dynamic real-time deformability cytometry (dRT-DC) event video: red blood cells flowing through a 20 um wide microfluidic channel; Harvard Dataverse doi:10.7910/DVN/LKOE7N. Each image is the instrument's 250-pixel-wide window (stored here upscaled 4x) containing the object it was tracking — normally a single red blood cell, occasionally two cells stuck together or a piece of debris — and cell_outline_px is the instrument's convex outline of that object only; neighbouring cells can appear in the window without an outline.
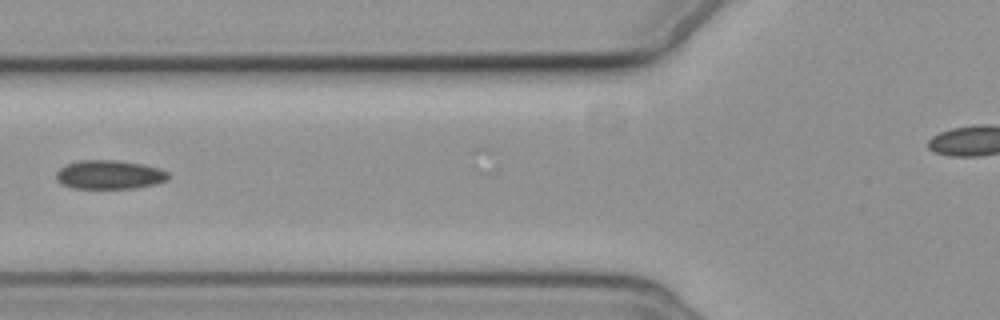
{"species": "common noctule bat (a hibernating species)", "species_latin": "Nyctalus noctula", "temperature_condition": "cold", "stored_images_in_passage": 10, "camera_frame_rate_fps": 3000, "um_per_image_px": 0.085, "animal": {"sex": "female", "body_mass_g": 19.3, "forearm_length_mm": 54.1}, "frame": {"image": 1, "passage_image": 2, "time_ms": 0.333, "image_size_px": [1000, 320], "cell_outline_px": [[168, 180], [156, 184], [136, 188], [72, 188], [60, 184], [56, 180], [56, 172], [64, 164], [80, 160], [116, 160], [144, 164], [168, 172]], "centroid_in_image_um": [9.26, 14.85], "position_along_channel_um": 116.5, "area_um2": 19.02}}